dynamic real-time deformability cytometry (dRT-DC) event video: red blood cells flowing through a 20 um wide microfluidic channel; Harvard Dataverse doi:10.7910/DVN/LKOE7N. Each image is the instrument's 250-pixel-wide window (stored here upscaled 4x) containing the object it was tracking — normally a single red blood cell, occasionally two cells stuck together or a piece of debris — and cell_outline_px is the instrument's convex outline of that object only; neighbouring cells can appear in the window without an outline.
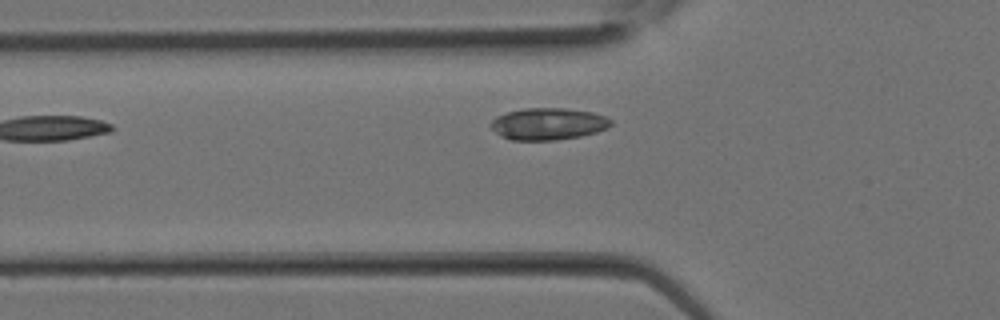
{"species": "Egyptian fruit bat (a non-hibernating species)", "species_latin": "Rousettus aegyptiacus", "temperature_condition": "room temperature", "stored_images_in_passage": 6, "camera_frame_rate_fps": 3000, "um_per_image_px": 0.085, "animal": {"sex": "female"}, "frame": {"image": 1, "passage_image": 6, "time_ms": 1.667, "image_size_px": [1000, 320], "cell_outline_px": [[612, 124], [608, 128], [596, 132], [580, 136], [556, 140], [512, 140], [500, 136], [492, 128], [492, 120], [496, 116], [508, 112], [524, 108], [568, 108], [592, 112], [604, 116], [612, 120]], "centroid_in_image_um": [46.61, 10.53], "position_along_channel_um": 79.2, "area_um2": 22.31}}